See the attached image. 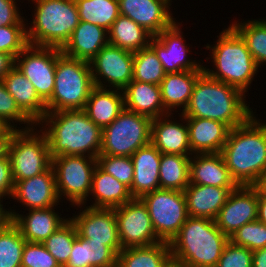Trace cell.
Segmentation results:
<instances>
[{"label": "cell", "instance_id": "cell-1", "mask_svg": "<svg viewBox=\"0 0 266 267\" xmlns=\"http://www.w3.org/2000/svg\"><path fill=\"white\" fill-rule=\"evenodd\" d=\"M254 114L230 130L220 152L238 186H256L266 173V122Z\"/></svg>", "mask_w": 266, "mask_h": 267}, {"label": "cell", "instance_id": "cell-2", "mask_svg": "<svg viewBox=\"0 0 266 267\" xmlns=\"http://www.w3.org/2000/svg\"><path fill=\"white\" fill-rule=\"evenodd\" d=\"M36 125L44 128L41 130L46 134L51 158L66 155L97 158L100 154L102 129L84 110L47 112Z\"/></svg>", "mask_w": 266, "mask_h": 267}, {"label": "cell", "instance_id": "cell-3", "mask_svg": "<svg viewBox=\"0 0 266 267\" xmlns=\"http://www.w3.org/2000/svg\"><path fill=\"white\" fill-rule=\"evenodd\" d=\"M238 88L217 81L205 73L197 80L185 110V118L211 119L227 124L231 129L243 124L253 113L246 97Z\"/></svg>", "mask_w": 266, "mask_h": 267}, {"label": "cell", "instance_id": "cell-4", "mask_svg": "<svg viewBox=\"0 0 266 267\" xmlns=\"http://www.w3.org/2000/svg\"><path fill=\"white\" fill-rule=\"evenodd\" d=\"M228 241L215 220L188 217L169 243L173 267H216Z\"/></svg>", "mask_w": 266, "mask_h": 267}, {"label": "cell", "instance_id": "cell-5", "mask_svg": "<svg viewBox=\"0 0 266 267\" xmlns=\"http://www.w3.org/2000/svg\"><path fill=\"white\" fill-rule=\"evenodd\" d=\"M215 44H207L214 67L211 70L203 65L204 73L210 78L222 81L234 86L244 94L250 90V86L256 77L259 67L249 52L245 41L229 25L217 36ZM211 48V49H210ZM249 88V89H248Z\"/></svg>", "mask_w": 266, "mask_h": 267}, {"label": "cell", "instance_id": "cell-6", "mask_svg": "<svg viewBox=\"0 0 266 267\" xmlns=\"http://www.w3.org/2000/svg\"><path fill=\"white\" fill-rule=\"evenodd\" d=\"M31 2L35 3V7L32 11L34 12L32 21H29L31 23H26L28 43L61 49L80 22L75 0H31Z\"/></svg>", "mask_w": 266, "mask_h": 267}, {"label": "cell", "instance_id": "cell-7", "mask_svg": "<svg viewBox=\"0 0 266 267\" xmlns=\"http://www.w3.org/2000/svg\"><path fill=\"white\" fill-rule=\"evenodd\" d=\"M94 87L90 63L62 54L56 61L53 94L45 103L47 112L84 110Z\"/></svg>", "mask_w": 266, "mask_h": 267}, {"label": "cell", "instance_id": "cell-8", "mask_svg": "<svg viewBox=\"0 0 266 267\" xmlns=\"http://www.w3.org/2000/svg\"><path fill=\"white\" fill-rule=\"evenodd\" d=\"M152 119L124 109L102 129L99 155L132 156L139 148L151 143Z\"/></svg>", "mask_w": 266, "mask_h": 267}, {"label": "cell", "instance_id": "cell-9", "mask_svg": "<svg viewBox=\"0 0 266 267\" xmlns=\"http://www.w3.org/2000/svg\"><path fill=\"white\" fill-rule=\"evenodd\" d=\"M8 156L14 181H21L45 172L52 161L46 134L39 130L37 125L15 132Z\"/></svg>", "mask_w": 266, "mask_h": 267}, {"label": "cell", "instance_id": "cell-10", "mask_svg": "<svg viewBox=\"0 0 266 267\" xmlns=\"http://www.w3.org/2000/svg\"><path fill=\"white\" fill-rule=\"evenodd\" d=\"M96 166L97 159L93 157L83 155L53 157L51 167L60 201L66 198L71 207L85 205L89 201L92 176Z\"/></svg>", "mask_w": 266, "mask_h": 267}, {"label": "cell", "instance_id": "cell-11", "mask_svg": "<svg viewBox=\"0 0 266 267\" xmlns=\"http://www.w3.org/2000/svg\"><path fill=\"white\" fill-rule=\"evenodd\" d=\"M147 206L157 237L170 243L188 218L183 191L157 189L140 198Z\"/></svg>", "mask_w": 266, "mask_h": 267}, {"label": "cell", "instance_id": "cell-12", "mask_svg": "<svg viewBox=\"0 0 266 267\" xmlns=\"http://www.w3.org/2000/svg\"><path fill=\"white\" fill-rule=\"evenodd\" d=\"M61 49L28 45L16 57V67L34 85L40 99L46 103L54 91L56 61Z\"/></svg>", "mask_w": 266, "mask_h": 267}, {"label": "cell", "instance_id": "cell-13", "mask_svg": "<svg viewBox=\"0 0 266 267\" xmlns=\"http://www.w3.org/2000/svg\"><path fill=\"white\" fill-rule=\"evenodd\" d=\"M114 209L122 249L161 242L153 229L148 208L140 198Z\"/></svg>", "mask_w": 266, "mask_h": 267}, {"label": "cell", "instance_id": "cell-14", "mask_svg": "<svg viewBox=\"0 0 266 267\" xmlns=\"http://www.w3.org/2000/svg\"><path fill=\"white\" fill-rule=\"evenodd\" d=\"M89 63L96 87L123 90L132 80L133 52L108 43Z\"/></svg>", "mask_w": 266, "mask_h": 267}, {"label": "cell", "instance_id": "cell-15", "mask_svg": "<svg viewBox=\"0 0 266 267\" xmlns=\"http://www.w3.org/2000/svg\"><path fill=\"white\" fill-rule=\"evenodd\" d=\"M74 207L77 208L76 210L80 208V211L77 215L69 218L74 223L77 234L87 239L88 242L104 243L118 255L122 247L118 235L115 209L93 208L86 205Z\"/></svg>", "mask_w": 266, "mask_h": 267}, {"label": "cell", "instance_id": "cell-16", "mask_svg": "<svg viewBox=\"0 0 266 267\" xmlns=\"http://www.w3.org/2000/svg\"><path fill=\"white\" fill-rule=\"evenodd\" d=\"M181 24L176 21L168 29L162 30L150 40L149 46L155 51L166 73L203 71V64L187 55L191 51L183 38Z\"/></svg>", "mask_w": 266, "mask_h": 267}, {"label": "cell", "instance_id": "cell-17", "mask_svg": "<svg viewBox=\"0 0 266 267\" xmlns=\"http://www.w3.org/2000/svg\"><path fill=\"white\" fill-rule=\"evenodd\" d=\"M258 187L238 186L232 190L220 209L215 222L217 227L229 238L248 222L257 220Z\"/></svg>", "mask_w": 266, "mask_h": 267}, {"label": "cell", "instance_id": "cell-18", "mask_svg": "<svg viewBox=\"0 0 266 267\" xmlns=\"http://www.w3.org/2000/svg\"><path fill=\"white\" fill-rule=\"evenodd\" d=\"M172 0H118L120 15L143 27L153 37L177 20L170 10Z\"/></svg>", "mask_w": 266, "mask_h": 267}, {"label": "cell", "instance_id": "cell-19", "mask_svg": "<svg viewBox=\"0 0 266 267\" xmlns=\"http://www.w3.org/2000/svg\"><path fill=\"white\" fill-rule=\"evenodd\" d=\"M14 182L11 198L24 206V210L45 209L62 202L57 193L55 175L51 166L39 175Z\"/></svg>", "mask_w": 266, "mask_h": 267}, {"label": "cell", "instance_id": "cell-20", "mask_svg": "<svg viewBox=\"0 0 266 267\" xmlns=\"http://www.w3.org/2000/svg\"><path fill=\"white\" fill-rule=\"evenodd\" d=\"M173 114L152 119L151 143L162 154L192 156L186 118L178 113L180 120L177 122L171 117Z\"/></svg>", "mask_w": 266, "mask_h": 267}, {"label": "cell", "instance_id": "cell-21", "mask_svg": "<svg viewBox=\"0 0 266 267\" xmlns=\"http://www.w3.org/2000/svg\"><path fill=\"white\" fill-rule=\"evenodd\" d=\"M52 206L45 209H30L25 215L19 214L13 207L9 208L12 222L20 229L27 242L43 243L69 218L61 217V214Z\"/></svg>", "mask_w": 266, "mask_h": 267}, {"label": "cell", "instance_id": "cell-22", "mask_svg": "<svg viewBox=\"0 0 266 267\" xmlns=\"http://www.w3.org/2000/svg\"><path fill=\"white\" fill-rule=\"evenodd\" d=\"M192 156L189 164V184L224 188L238 187L221 153L193 154Z\"/></svg>", "mask_w": 266, "mask_h": 267}, {"label": "cell", "instance_id": "cell-23", "mask_svg": "<svg viewBox=\"0 0 266 267\" xmlns=\"http://www.w3.org/2000/svg\"><path fill=\"white\" fill-rule=\"evenodd\" d=\"M191 153H220L231 128L219 121L204 118H186Z\"/></svg>", "mask_w": 266, "mask_h": 267}, {"label": "cell", "instance_id": "cell-24", "mask_svg": "<svg viewBox=\"0 0 266 267\" xmlns=\"http://www.w3.org/2000/svg\"><path fill=\"white\" fill-rule=\"evenodd\" d=\"M161 152L152 144L139 148L132 156L134 177L130 192L133 198L160 189Z\"/></svg>", "mask_w": 266, "mask_h": 267}, {"label": "cell", "instance_id": "cell-25", "mask_svg": "<svg viewBox=\"0 0 266 267\" xmlns=\"http://www.w3.org/2000/svg\"><path fill=\"white\" fill-rule=\"evenodd\" d=\"M107 44V30L96 24L80 21L61 52L67 57L90 62Z\"/></svg>", "mask_w": 266, "mask_h": 267}, {"label": "cell", "instance_id": "cell-26", "mask_svg": "<svg viewBox=\"0 0 266 267\" xmlns=\"http://www.w3.org/2000/svg\"><path fill=\"white\" fill-rule=\"evenodd\" d=\"M236 188L189 184L183 191L188 217L215 220L230 192Z\"/></svg>", "mask_w": 266, "mask_h": 267}, {"label": "cell", "instance_id": "cell-27", "mask_svg": "<svg viewBox=\"0 0 266 267\" xmlns=\"http://www.w3.org/2000/svg\"><path fill=\"white\" fill-rule=\"evenodd\" d=\"M125 109L151 119L169 114L162 102L160 85L131 80L123 89Z\"/></svg>", "mask_w": 266, "mask_h": 267}, {"label": "cell", "instance_id": "cell-28", "mask_svg": "<svg viewBox=\"0 0 266 267\" xmlns=\"http://www.w3.org/2000/svg\"><path fill=\"white\" fill-rule=\"evenodd\" d=\"M3 82L19 108L35 124H38L47 113V108L46 104L37 95L34 85L16 66L5 75Z\"/></svg>", "mask_w": 266, "mask_h": 267}, {"label": "cell", "instance_id": "cell-29", "mask_svg": "<svg viewBox=\"0 0 266 267\" xmlns=\"http://www.w3.org/2000/svg\"><path fill=\"white\" fill-rule=\"evenodd\" d=\"M125 109L123 90L94 87L84 111L101 129L111 124Z\"/></svg>", "mask_w": 266, "mask_h": 267}, {"label": "cell", "instance_id": "cell-30", "mask_svg": "<svg viewBox=\"0 0 266 267\" xmlns=\"http://www.w3.org/2000/svg\"><path fill=\"white\" fill-rule=\"evenodd\" d=\"M90 196L94 199L90 205L93 208H115L134 199L128 186L104 172L98 165L93 172Z\"/></svg>", "mask_w": 266, "mask_h": 267}, {"label": "cell", "instance_id": "cell-31", "mask_svg": "<svg viewBox=\"0 0 266 267\" xmlns=\"http://www.w3.org/2000/svg\"><path fill=\"white\" fill-rule=\"evenodd\" d=\"M204 71H183L166 73L160 83L161 97L164 109L172 114L175 109L184 111L193 92L196 80ZM177 107V108H176ZM182 108V109H181Z\"/></svg>", "mask_w": 266, "mask_h": 267}, {"label": "cell", "instance_id": "cell-32", "mask_svg": "<svg viewBox=\"0 0 266 267\" xmlns=\"http://www.w3.org/2000/svg\"><path fill=\"white\" fill-rule=\"evenodd\" d=\"M117 267H173L170 244L124 248L118 253Z\"/></svg>", "mask_w": 266, "mask_h": 267}, {"label": "cell", "instance_id": "cell-33", "mask_svg": "<svg viewBox=\"0 0 266 267\" xmlns=\"http://www.w3.org/2000/svg\"><path fill=\"white\" fill-rule=\"evenodd\" d=\"M153 36L132 19L119 15L108 31V43L121 49L137 52L149 46Z\"/></svg>", "mask_w": 266, "mask_h": 267}, {"label": "cell", "instance_id": "cell-34", "mask_svg": "<svg viewBox=\"0 0 266 267\" xmlns=\"http://www.w3.org/2000/svg\"><path fill=\"white\" fill-rule=\"evenodd\" d=\"M191 156L161 154L159 184L161 189L184 191L189 185Z\"/></svg>", "mask_w": 266, "mask_h": 267}, {"label": "cell", "instance_id": "cell-35", "mask_svg": "<svg viewBox=\"0 0 266 267\" xmlns=\"http://www.w3.org/2000/svg\"><path fill=\"white\" fill-rule=\"evenodd\" d=\"M230 26L245 41L257 66L266 65V19L232 21Z\"/></svg>", "mask_w": 266, "mask_h": 267}, {"label": "cell", "instance_id": "cell-36", "mask_svg": "<svg viewBox=\"0 0 266 267\" xmlns=\"http://www.w3.org/2000/svg\"><path fill=\"white\" fill-rule=\"evenodd\" d=\"M79 19L109 31L120 15L118 0H75Z\"/></svg>", "mask_w": 266, "mask_h": 267}, {"label": "cell", "instance_id": "cell-37", "mask_svg": "<svg viewBox=\"0 0 266 267\" xmlns=\"http://www.w3.org/2000/svg\"><path fill=\"white\" fill-rule=\"evenodd\" d=\"M165 75L162 63L150 46L133 53L132 80L160 85Z\"/></svg>", "mask_w": 266, "mask_h": 267}, {"label": "cell", "instance_id": "cell-38", "mask_svg": "<svg viewBox=\"0 0 266 267\" xmlns=\"http://www.w3.org/2000/svg\"><path fill=\"white\" fill-rule=\"evenodd\" d=\"M26 243L20 229L11 221L0 230V267H21Z\"/></svg>", "mask_w": 266, "mask_h": 267}, {"label": "cell", "instance_id": "cell-39", "mask_svg": "<svg viewBox=\"0 0 266 267\" xmlns=\"http://www.w3.org/2000/svg\"><path fill=\"white\" fill-rule=\"evenodd\" d=\"M77 237V230L74 223L69 218L44 242V246L56 261L63 267L69 259L73 242Z\"/></svg>", "mask_w": 266, "mask_h": 267}, {"label": "cell", "instance_id": "cell-40", "mask_svg": "<svg viewBox=\"0 0 266 267\" xmlns=\"http://www.w3.org/2000/svg\"><path fill=\"white\" fill-rule=\"evenodd\" d=\"M0 118L10 127L15 129L18 128V130H20V128L17 127L18 124L19 126H21L20 124H26L25 127L22 126L21 130L30 129L36 126V124L16 104L15 99L7 91L3 80H0Z\"/></svg>", "mask_w": 266, "mask_h": 267}, {"label": "cell", "instance_id": "cell-41", "mask_svg": "<svg viewBox=\"0 0 266 267\" xmlns=\"http://www.w3.org/2000/svg\"><path fill=\"white\" fill-rule=\"evenodd\" d=\"M97 165L119 182L131 188L134 177V165L130 156L98 155Z\"/></svg>", "mask_w": 266, "mask_h": 267}, {"label": "cell", "instance_id": "cell-42", "mask_svg": "<svg viewBox=\"0 0 266 267\" xmlns=\"http://www.w3.org/2000/svg\"><path fill=\"white\" fill-rule=\"evenodd\" d=\"M229 240L251 251L266 247V225L258 220L244 224L237 229Z\"/></svg>", "mask_w": 266, "mask_h": 267}, {"label": "cell", "instance_id": "cell-43", "mask_svg": "<svg viewBox=\"0 0 266 267\" xmlns=\"http://www.w3.org/2000/svg\"><path fill=\"white\" fill-rule=\"evenodd\" d=\"M27 25L0 26V52L17 55L28 45Z\"/></svg>", "mask_w": 266, "mask_h": 267}, {"label": "cell", "instance_id": "cell-44", "mask_svg": "<svg viewBox=\"0 0 266 267\" xmlns=\"http://www.w3.org/2000/svg\"><path fill=\"white\" fill-rule=\"evenodd\" d=\"M21 267H61L43 243L27 242L23 247Z\"/></svg>", "mask_w": 266, "mask_h": 267}, {"label": "cell", "instance_id": "cell-45", "mask_svg": "<svg viewBox=\"0 0 266 267\" xmlns=\"http://www.w3.org/2000/svg\"><path fill=\"white\" fill-rule=\"evenodd\" d=\"M253 251L232 243H226L216 267H252Z\"/></svg>", "mask_w": 266, "mask_h": 267}, {"label": "cell", "instance_id": "cell-46", "mask_svg": "<svg viewBox=\"0 0 266 267\" xmlns=\"http://www.w3.org/2000/svg\"><path fill=\"white\" fill-rule=\"evenodd\" d=\"M89 267H117L118 255L104 243L88 242Z\"/></svg>", "mask_w": 266, "mask_h": 267}, {"label": "cell", "instance_id": "cell-47", "mask_svg": "<svg viewBox=\"0 0 266 267\" xmlns=\"http://www.w3.org/2000/svg\"><path fill=\"white\" fill-rule=\"evenodd\" d=\"M16 1L20 0H0V26L27 25Z\"/></svg>", "mask_w": 266, "mask_h": 267}, {"label": "cell", "instance_id": "cell-48", "mask_svg": "<svg viewBox=\"0 0 266 267\" xmlns=\"http://www.w3.org/2000/svg\"><path fill=\"white\" fill-rule=\"evenodd\" d=\"M63 267H89L88 241L77 234L68 261Z\"/></svg>", "mask_w": 266, "mask_h": 267}, {"label": "cell", "instance_id": "cell-49", "mask_svg": "<svg viewBox=\"0 0 266 267\" xmlns=\"http://www.w3.org/2000/svg\"><path fill=\"white\" fill-rule=\"evenodd\" d=\"M14 183L11 162L8 156L0 160V199L3 200L7 197L10 199Z\"/></svg>", "mask_w": 266, "mask_h": 267}, {"label": "cell", "instance_id": "cell-50", "mask_svg": "<svg viewBox=\"0 0 266 267\" xmlns=\"http://www.w3.org/2000/svg\"><path fill=\"white\" fill-rule=\"evenodd\" d=\"M16 65V57L10 53L0 52V80Z\"/></svg>", "mask_w": 266, "mask_h": 267}, {"label": "cell", "instance_id": "cell-51", "mask_svg": "<svg viewBox=\"0 0 266 267\" xmlns=\"http://www.w3.org/2000/svg\"><path fill=\"white\" fill-rule=\"evenodd\" d=\"M17 130L18 129L9 127L2 135H0V160L8 157L12 137Z\"/></svg>", "mask_w": 266, "mask_h": 267}, {"label": "cell", "instance_id": "cell-52", "mask_svg": "<svg viewBox=\"0 0 266 267\" xmlns=\"http://www.w3.org/2000/svg\"><path fill=\"white\" fill-rule=\"evenodd\" d=\"M257 220L266 225V195L259 188Z\"/></svg>", "mask_w": 266, "mask_h": 267}, {"label": "cell", "instance_id": "cell-53", "mask_svg": "<svg viewBox=\"0 0 266 267\" xmlns=\"http://www.w3.org/2000/svg\"><path fill=\"white\" fill-rule=\"evenodd\" d=\"M252 267H266V247L253 251Z\"/></svg>", "mask_w": 266, "mask_h": 267}, {"label": "cell", "instance_id": "cell-54", "mask_svg": "<svg viewBox=\"0 0 266 267\" xmlns=\"http://www.w3.org/2000/svg\"><path fill=\"white\" fill-rule=\"evenodd\" d=\"M3 200L0 199V230L6 227L11 221V215L9 209L3 207ZM5 208V209H4Z\"/></svg>", "mask_w": 266, "mask_h": 267}, {"label": "cell", "instance_id": "cell-55", "mask_svg": "<svg viewBox=\"0 0 266 267\" xmlns=\"http://www.w3.org/2000/svg\"><path fill=\"white\" fill-rule=\"evenodd\" d=\"M256 186L266 195V173L260 178Z\"/></svg>", "mask_w": 266, "mask_h": 267}, {"label": "cell", "instance_id": "cell-56", "mask_svg": "<svg viewBox=\"0 0 266 267\" xmlns=\"http://www.w3.org/2000/svg\"><path fill=\"white\" fill-rule=\"evenodd\" d=\"M9 127L10 126L0 118V135H2Z\"/></svg>", "mask_w": 266, "mask_h": 267}]
</instances>
